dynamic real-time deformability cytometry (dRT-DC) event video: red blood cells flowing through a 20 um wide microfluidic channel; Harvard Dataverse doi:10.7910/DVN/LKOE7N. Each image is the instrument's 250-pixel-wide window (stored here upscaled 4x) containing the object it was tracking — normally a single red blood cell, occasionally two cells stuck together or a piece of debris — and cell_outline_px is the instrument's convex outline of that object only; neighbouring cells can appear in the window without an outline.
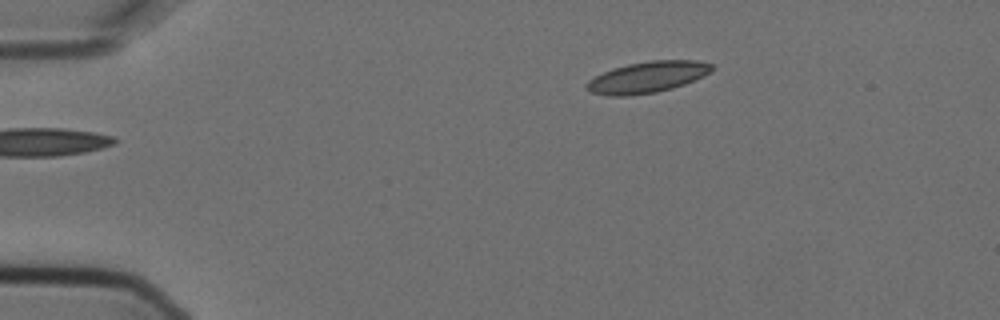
{"species": "Egyptian fruit bat (a non-hibernating species)", "species_latin": "Rousettus aegyptiacus", "temperature_condition": "cold", "stored_images_in_passage": 2, "camera_frame_rate_fps": 3000, "um_per_image_px": 0.085, "animal": {"sex": "female"}, "frame": {"image": 1, "passage_image": 2, "time_ms": 0.333, "image_size_px": [1000, 320], "cell_outline_px": [[712, 72], [704, 76], [684, 84], [672, 88], [656, 92], [628, 96], [608, 96], [592, 92], [584, 84], [588, 80], [604, 72], [628, 64], [652, 60], [696, 60], [712, 64]], "centroid_in_image_um": [55.05, 6.56], "position_along_channel_um": 29.9, "area_um2": 22.6}}